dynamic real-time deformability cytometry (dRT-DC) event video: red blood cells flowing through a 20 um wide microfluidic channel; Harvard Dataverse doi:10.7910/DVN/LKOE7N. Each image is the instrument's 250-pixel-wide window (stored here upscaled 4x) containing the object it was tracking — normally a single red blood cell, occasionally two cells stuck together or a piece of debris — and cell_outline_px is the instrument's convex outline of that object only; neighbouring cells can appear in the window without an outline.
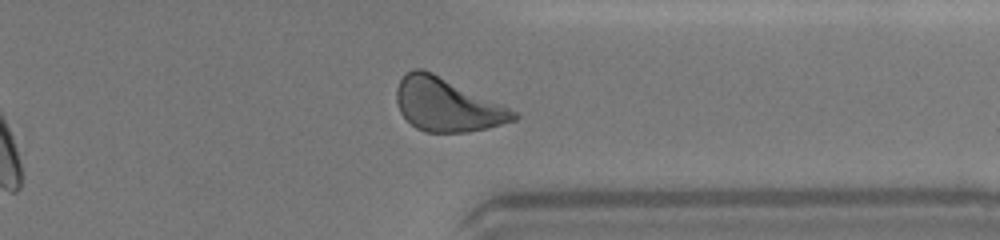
{"species": "human", "species_latin": "Homo sapiens", "temperature_condition": "warm", "stored_images_in_passage": 26, "camera_frame_rate_fps": 3000, "um_per_image_px": 0.085, "donor": {"sex": "female"}, "frame": {"image": 1, "passage_image": 22, "time_ms": 7.0, "image_size_px": [1000, 240], "cell_outline_px": [[520, 116], [516, 120], [488, 128], [468, 132], [424, 132], [416, 128], [400, 112], [396, 100], [396, 88], [400, 80], [412, 68], [424, 68], [504, 104], [516, 112]], "centroid_in_image_um": [38.02, 8.9], "position_along_channel_um": 373.4, "area_um2": 36.59}, "authors_computed_cell_mechanics": {"area_um2": 35.0268, "velocity_mm_per_s": 4.3752, "shape_relaxation_time_tau1_ms": 2.4019, "shape_relaxation_time_tau2_ms": 1.2247, "deformation_change_tau1": 0.1269, "deformation_change_tau2": 0.0725}}